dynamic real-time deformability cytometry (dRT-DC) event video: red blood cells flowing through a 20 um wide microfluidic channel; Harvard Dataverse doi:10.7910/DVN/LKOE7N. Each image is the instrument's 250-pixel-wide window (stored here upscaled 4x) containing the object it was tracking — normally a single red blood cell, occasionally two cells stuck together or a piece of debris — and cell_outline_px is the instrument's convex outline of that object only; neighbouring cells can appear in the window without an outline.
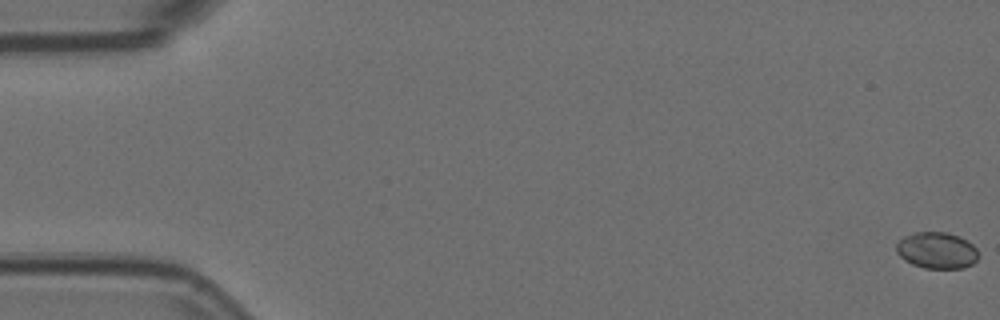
{"species": "Egyptian fruit bat (a non-hibernating species)", "species_latin": "Rousettus aegyptiacus", "temperature_condition": "room temperature", "stored_images_in_passage": 15, "camera_frame_rate_fps": 3000, "um_per_image_px": 0.085, "animal": {"sex": "female"}, "frame": {"image": 1, "passage_image": 1, "time_ms": 0.0, "image_size_px": [1000, 320], "cell_outline_px": [[980, 256], [972, 264], [964, 268], [924, 268], [912, 264], [904, 260], [896, 252], [896, 244], [904, 236], [912, 232], [948, 232], [960, 236], [968, 240], [976, 248]], "centroid_in_image_um": [79.64, 21.27], "position_along_channel_um": 5.4, "area_um2": 17.69}}